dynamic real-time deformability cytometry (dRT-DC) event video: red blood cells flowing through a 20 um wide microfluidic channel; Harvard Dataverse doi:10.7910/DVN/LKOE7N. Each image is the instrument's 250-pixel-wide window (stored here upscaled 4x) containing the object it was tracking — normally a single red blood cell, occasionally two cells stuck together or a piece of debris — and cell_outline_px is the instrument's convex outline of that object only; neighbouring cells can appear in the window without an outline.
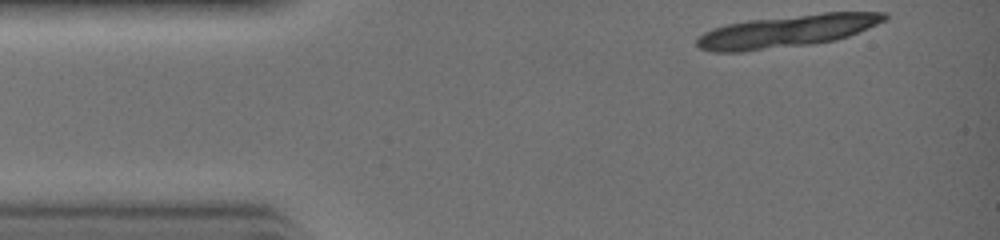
{"species": "common noctule bat (a hibernating species)", "species_latin": "Nyctalus noctula", "temperature_condition": "warm", "stored_images_in_passage": 8, "camera_frame_rate_fps": 3000, "um_per_image_px": 0.085, "animal": {"sex": "female", "body_mass_g": 19.0, "forearm_length_mm": 51.5}, "frame": {"image": 1, "passage_image": 1, "time_ms": 0.0, "image_size_px": [1000, 240], "cell_outline_px": [[888, 16], [884, 20], [876, 24], [848, 36], [836, 40], [812, 44], [744, 52], [712, 52], [700, 48], [696, 44], [696, 40], [704, 32], [712, 28], [728, 24], [748, 20], [824, 12], [888, 12]], "centroid_in_image_um": [66.86, 2.65], "position_along_channel_um": 18.1, "area_um2": 35.37}}